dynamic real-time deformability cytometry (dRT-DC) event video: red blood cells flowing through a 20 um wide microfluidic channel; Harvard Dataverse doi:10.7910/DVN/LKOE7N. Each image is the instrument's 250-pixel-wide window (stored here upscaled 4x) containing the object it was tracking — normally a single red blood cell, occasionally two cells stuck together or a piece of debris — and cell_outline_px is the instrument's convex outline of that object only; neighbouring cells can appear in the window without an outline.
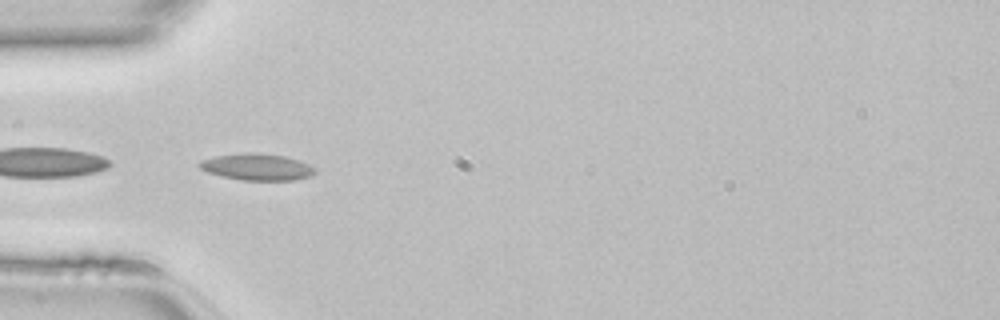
{"species": "common noctule bat (a hibernating species)", "species_latin": "Nyctalus noctula", "temperature_condition": "room temperature", "stored_images_in_passage": 46, "segment_of_instrument_passage": [2, 2], "camera_frame_rate_fps": 3000, "um_per_image_px": 0.085, "animal": {"sex": "female", "body_mass_g": 22.7, "forearm_length_mm": 54.2}, "frame": {"image": 1, "passage_image": 14, "time_ms": 4.333, "image_size_px": [1000, 320], "cell_outline_px": [[316, 172], [312, 176], [292, 180], [244, 180], [224, 176], [208, 172], [200, 168], [196, 164], [200, 160], [216, 156], [252, 152], [284, 156], [300, 160], [316, 168]], "centroid_in_image_um": [21.87, 14.19], "position_along_channel_um": 63.1, "area_um2": 17.8}}